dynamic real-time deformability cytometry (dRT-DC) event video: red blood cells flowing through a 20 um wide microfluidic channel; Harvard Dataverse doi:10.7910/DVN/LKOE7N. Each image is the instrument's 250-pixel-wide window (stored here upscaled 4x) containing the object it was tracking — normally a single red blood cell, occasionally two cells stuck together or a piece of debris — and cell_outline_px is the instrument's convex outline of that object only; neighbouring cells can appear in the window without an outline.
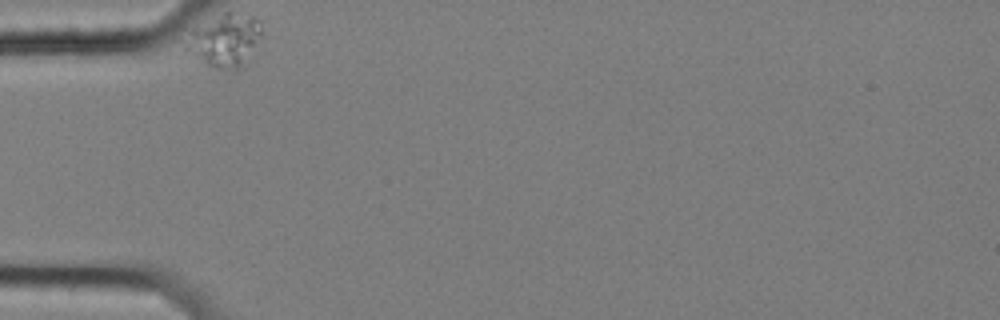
{"species": "common noctule bat (a hibernating species)", "species_latin": "Nyctalus noctula", "temperature_condition": "cold", "stored_images_in_passage": 38, "camera_frame_rate_fps": 3000, "um_per_image_px": 0.085, "animal": {"sex": "female", "body_mass_g": 25.1}, "frame": {"image": 1, "passage_image": 1, "time_ms": 0.0, "image_size_px": [1000, 320], "cell_outline_px": [[260, 32], [240, 64], [236, 68], [220, 68], [180, 56], [180, 40], [192, 32], [224, 12], [232, 12], [252, 16], [260, 20]], "centroid_in_image_um": [18.86, 3.44], "position_along_channel_um": 66.1, "area_um2": 22.66}}
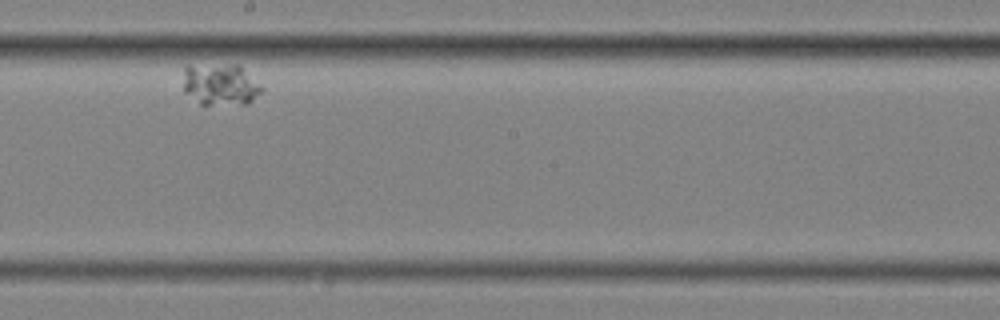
{"frame": {"image": 2, "passage_image": 22, "time_ms": 7.0, "image_size_px": [1000, 320], "cell_outline_px": [[264, 88], [248, 104], [200, 104], [184, 92], [184, 68], [188, 64], [240, 64]], "centroid_in_image_um": [18.72, 7.15], "position_along_channel_um": 229.5, "area_um2": 19.36}}
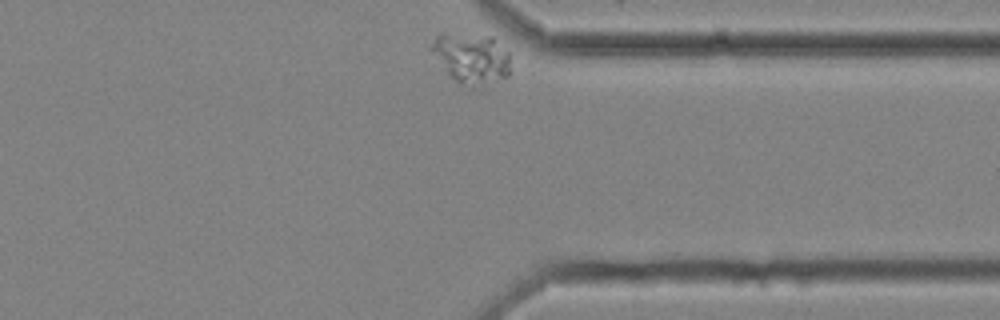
{"frame": {"image": 3, "passage_image": 38, "time_ms": 12.333, "image_size_px": [1000, 320], "cell_outline_px": [[508, 76], [460, 80], [456, 80], [448, 72], [428, 48], [436, 36], [492, 36], [508, 52]], "centroid_in_image_um": [40.03, 4.81], "position_along_channel_um": 371.4, "area_um2": 20.35}}